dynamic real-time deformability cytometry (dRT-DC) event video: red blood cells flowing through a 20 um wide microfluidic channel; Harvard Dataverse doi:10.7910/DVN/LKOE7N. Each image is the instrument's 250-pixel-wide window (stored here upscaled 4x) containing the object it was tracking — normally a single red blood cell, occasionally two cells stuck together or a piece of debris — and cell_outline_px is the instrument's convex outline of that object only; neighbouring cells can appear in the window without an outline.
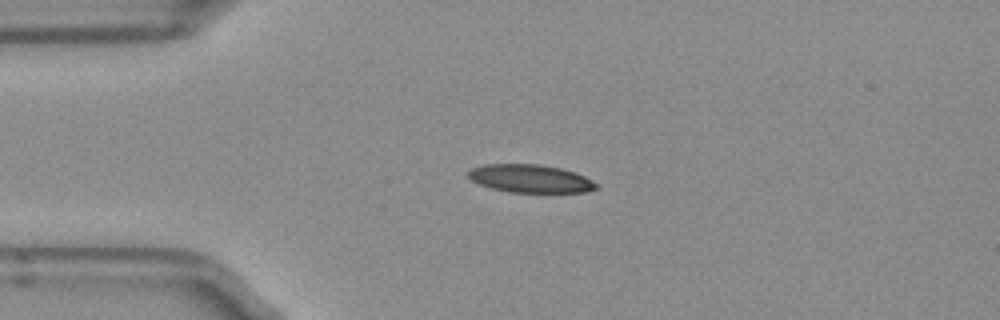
{"species": "Egyptian fruit bat (a non-hibernating species)", "species_latin": "Rousettus aegyptiacus", "temperature_condition": "room temperature", "stored_images_in_passage": 5, "camera_frame_rate_fps": 3000, "um_per_image_px": 0.085, "frame": {"image": 1, "passage_image": 3, "time_ms": 0.667, "image_size_px": [1000, 320], "cell_outline_px": [[600, 188], [588, 192], [508, 192], [492, 188], [480, 184], [472, 180], [468, 176], [468, 172], [472, 168], [484, 164], [540, 164], [560, 168], [576, 172], [600, 184]], "centroid_in_image_um": [45.14, 15.18], "position_along_channel_um": 39.9, "area_um2": 21.04}}
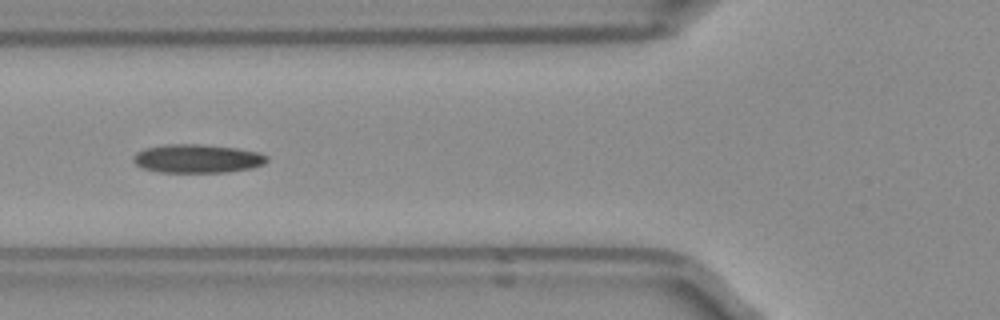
{"frame": {"image": 2, "passage_image": 5, "time_ms": 1.333, "image_size_px": [1000, 320], "cell_outline_px": [[268, 160], [264, 164], [252, 168], [228, 172], [160, 172], [144, 168], [136, 164], [132, 160], [132, 156], [136, 152], [144, 148], [164, 144], [204, 144], [236, 148], [260, 152], [268, 156]], "centroid_in_image_um": [16.78, 13.47], "position_along_channel_um": 109.0, "area_um2": 22.48}}